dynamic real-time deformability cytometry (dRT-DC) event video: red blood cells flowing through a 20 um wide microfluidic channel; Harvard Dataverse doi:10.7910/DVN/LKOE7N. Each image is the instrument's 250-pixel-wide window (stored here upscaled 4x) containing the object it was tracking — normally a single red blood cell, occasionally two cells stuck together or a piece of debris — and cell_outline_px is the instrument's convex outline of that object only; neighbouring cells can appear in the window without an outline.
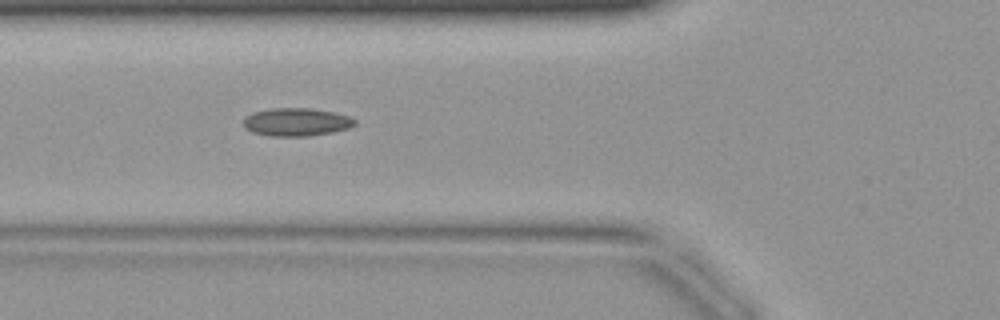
{"species": "common noctule bat (a hibernating species)", "species_latin": "Nyctalus noctula", "temperature_condition": "warm", "stored_images_in_passage": 36, "camera_frame_rate_fps": 3000, "um_per_image_px": 0.085, "animal": {"sex": "female", "body_mass_g": 19.9}, "frame": {"image": 1, "passage_image": 9, "time_ms": 2.667, "image_size_px": [1000, 320], "cell_outline_px": [[356, 124], [348, 128], [332, 132], [308, 136], [268, 136], [252, 132], [244, 128], [244, 116], [252, 112], [272, 108], [312, 108], [332, 112], [348, 116], [356, 120]], "centroid_in_image_um": [25.15, 10.37], "position_along_channel_um": 100.6, "area_um2": 18.26}}
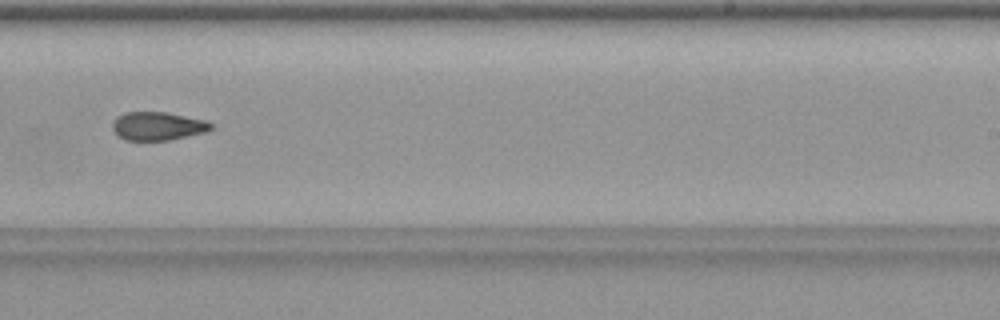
{"frame": {"image": 2, "passage_image": 20, "time_ms": 6.333, "image_size_px": [1000, 320], "cell_outline_px": [[216, 128], [208, 132], [168, 140], [124, 140], [112, 128], [112, 124], [124, 112], [168, 112], [208, 120]], "centroid_in_image_um": [13.51, 10.71], "position_along_channel_um": 275.5, "area_um2": 16.42}}
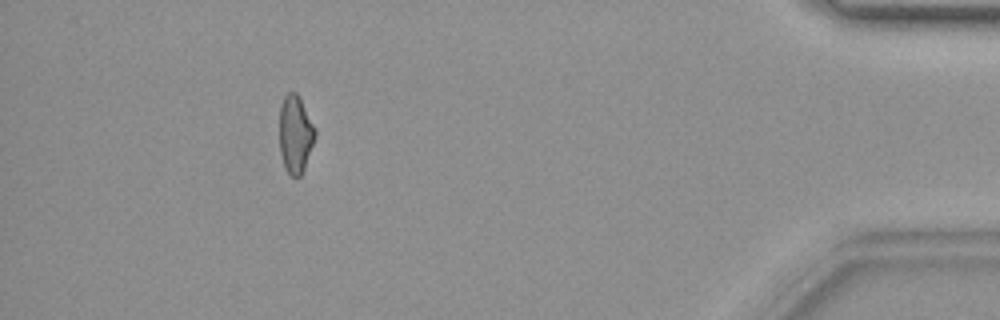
{"frame": {"image": 3, "passage_image": 32, "time_ms": 10.333, "image_size_px": [1000, 320], "cell_outline_px": [[316, 136], [304, 168], [300, 176], [292, 176], [284, 168], [280, 152], [280, 104], [284, 96], [288, 92], [296, 92], [300, 96], [316, 128]], "centroid_in_image_um": [25.11, 11.36], "position_along_channel_um": 410.1, "area_um2": 16.3}}